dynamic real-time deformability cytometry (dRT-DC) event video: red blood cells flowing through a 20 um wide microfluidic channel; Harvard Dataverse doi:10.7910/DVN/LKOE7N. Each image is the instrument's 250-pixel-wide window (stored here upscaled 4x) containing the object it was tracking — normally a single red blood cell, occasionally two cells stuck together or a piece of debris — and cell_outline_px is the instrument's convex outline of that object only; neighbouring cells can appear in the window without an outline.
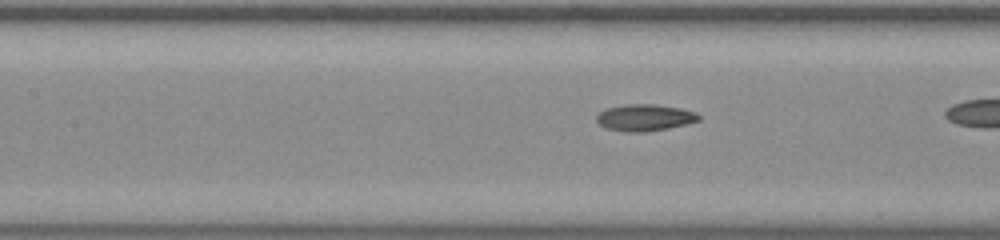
{"species": "common noctule bat (a hibernating species)", "species_latin": "Nyctalus noctula", "temperature_condition": "room temperature", "stored_images_in_passage": 33, "camera_frame_rate_fps": 3000, "um_per_image_px": 0.085, "animal": {"sex": "male", "body_mass_g": 20.0, "forearm_length_mm": 53.3}, "frame": {"image": 1, "passage_image": 15, "time_ms": 4.667, "image_size_px": [1000, 240], "cell_outline_px": [[700, 120], [668, 128], [644, 132], [628, 132], [604, 128], [596, 120], [596, 116], [600, 112], [608, 108], [624, 104], [652, 104], [680, 108], [696, 112], [700, 116]], "centroid_in_image_um": [54.78, 9.99], "position_along_channel_um": 152.6, "area_um2": 15.78}}